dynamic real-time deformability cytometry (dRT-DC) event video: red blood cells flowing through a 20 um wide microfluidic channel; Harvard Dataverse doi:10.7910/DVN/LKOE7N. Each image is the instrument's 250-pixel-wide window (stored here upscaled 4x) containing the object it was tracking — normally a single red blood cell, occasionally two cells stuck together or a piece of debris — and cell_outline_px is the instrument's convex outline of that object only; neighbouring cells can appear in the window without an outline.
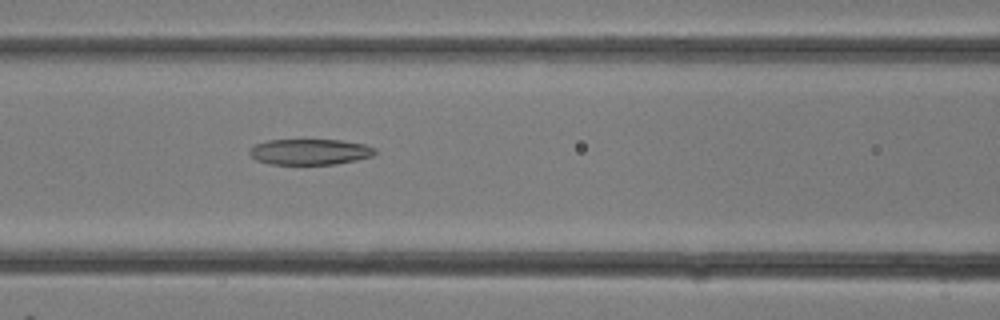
{"species": "common noctule bat (a hibernating species)", "species_latin": "Nyctalus noctula", "temperature_condition": "room temperature", "stored_images_in_passage": 12, "camera_frame_rate_fps": 3000, "um_per_image_px": 0.085, "animal": {"sex": "female"}, "frame": {"image": 1, "passage_image": 12, "time_ms": 3.667, "image_size_px": [1000, 320], "cell_outline_px": [[376, 152], [372, 156], [356, 160], [336, 164], [268, 164], [256, 160], [248, 152], [256, 144], [268, 140], [340, 140], [364, 144], [376, 148]], "centroid_in_image_um": [26.35, 12.91], "position_along_channel_um": 140.2, "area_um2": 18.79}}